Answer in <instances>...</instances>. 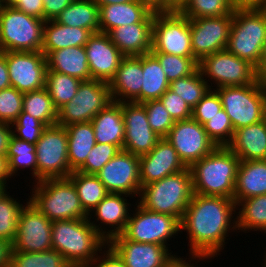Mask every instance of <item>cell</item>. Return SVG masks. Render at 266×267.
Wrapping results in <instances>:
<instances>
[{"label":"cell","mask_w":266,"mask_h":267,"mask_svg":"<svg viewBox=\"0 0 266 267\" xmlns=\"http://www.w3.org/2000/svg\"><path fill=\"white\" fill-rule=\"evenodd\" d=\"M180 225L189 241L187 254L214 259L222 254L229 235L238 236L237 204L234 199L194 193Z\"/></svg>","instance_id":"obj_1"},{"label":"cell","mask_w":266,"mask_h":267,"mask_svg":"<svg viewBox=\"0 0 266 267\" xmlns=\"http://www.w3.org/2000/svg\"><path fill=\"white\" fill-rule=\"evenodd\" d=\"M52 248L72 266H91L107 241L88 218L55 220L51 229Z\"/></svg>","instance_id":"obj_2"},{"label":"cell","mask_w":266,"mask_h":267,"mask_svg":"<svg viewBox=\"0 0 266 267\" xmlns=\"http://www.w3.org/2000/svg\"><path fill=\"white\" fill-rule=\"evenodd\" d=\"M239 164L240 159L227 146H217L190 167L193 192L233 199Z\"/></svg>","instance_id":"obj_3"},{"label":"cell","mask_w":266,"mask_h":267,"mask_svg":"<svg viewBox=\"0 0 266 267\" xmlns=\"http://www.w3.org/2000/svg\"><path fill=\"white\" fill-rule=\"evenodd\" d=\"M190 168L141 187L137 202L144 208L177 217L180 221L193 197Z\"/></svg>","instance_id":"obj_4"},{"label":"cell","mask_w":266,"mask_h":267,"mask_svg":"<svg viewBox=\"0 0 266 267\" xmlns=\"http://www.w3.org/2000/svg\"><path fill=\"white\" fill-rule=\"evenodd\" d=\"M29 190V202L50 221L88 218L76 188L68 177L32 183Z\"/></svg>","instance_id":"obj_5"},{"label":"cell","mask_w":266,"mask_h":267,"mask_svg":"<svg viewBox=\"0 0 266 267\" xmlns=\"http://www.w3.org/2000/svg\"><path fill=\"white\" fill-rule=\"evenodd\" d=\"M266 40V8L234 9L226 50L255 68Z\"/></svg>","instance_id":"obj_6"},{"label":"cell","mask_w":266,"mask_h":267,"mask_svg":"<svg viewBox=\"0 0 266 267\" xmlns=\"http://www.w3.org/2000/svg\"><path fill=\"white\" fill-rule=\"evenodd\" d=\"M234 127V131L256 124L265 117L266 83L256 80L252 84L214 89Z\"/></svg>","instance_id":"obj_7"},{"label":"cell","mask_w":266,"mask_h":267,"mask_svg":"<svg viewBox=\"0 0 266 267\" xmlns=\"http://www.w3.org/2000/svg\"><path fill=\"white\" fill-rule=\"evenodd\" d=\"M45 21L13 7L0 11V51H41Z\"/></svg>","instance_id":"obj_8"},{"label":"cell","mask_w":266,"mask_h":267,"mask_svg":"<svg viewBox=\"0 0 266 267\" xmlns=\"http://www.w3.org/2000/svg\"><path fill=\"white\" fill-rule=\"evenodd\" d=\"M135 203L121 235L131 241L169 246L171 250L168 242L177 238L178 234L181 237L180 220L171 215L150 211L137 201Z\"/></svg>","instance_id":"obj_9"},{"label":"cell","mask_w":266,"mask_h":267,"mask_svg":"<svg viewBox=\"0 0 266 267\" xmlns=\"http://www.w3.org/2000/svg\"><path fill=\"white\" fill-rule=\"evenodd\" d=\"M151 53L194 57L189 18L178 9L156 12Z\"/></svg>","instance_id":"obj_10"},{"label":"cell","mask_w":266,"mask_h":267,"mask_svg":"<svg viewBox=\"0 0 266 267\" xmlns=\"http://www.w3.org/2000/svg\"><path fill=\"white\" fill-rule=\"evenodd\" d=\"M198 66L213 90L219 87L245 86L257 80L255 67L226 49L205 56Z\"/></svg>","instance_id":"obj_11"},{"label":"cell","mask_w":266,"mask_h":267,"mask_svg":"<svg viewBox=\"0 0 266 267\" xmlns=\"http://www.w3.org/2000/svg\"><path fill=\"white\" fill-rule=\"evenodd\" d=\"M35 145L37 182L70 175L68 135L64 126L56 124L46 127Z\"/></svg>","instance_id":"obj_12"},{"label":"cell","mask_w":266,"mask_h":267,"mask_svg":"<svg viewBox=\"0 0 266 267\" xmlns=\"http://www.w3.org/2000/svg\"><path fill=\"white\" fill-rule=\"evenodd\" d=\"M111 102L109 83L95 79L82 81L76 96L58 110L57 124L66 127L74 123L91 122Z\"/></svg>","instance_id":"obj_13"},{"label":"cell","mask_w":266,"mask_h":267,"mask_svg":"<svg viewBox=\"0 0 266 267\" xmlns=\"http://www.w3.org/2000/svg\"><path fill=\"white\" fill-rule=\"evenodd\" d=\"M24 201L25 206L18 217L17 234L12 243V251L43 252L53 249L51 239L53 221L32 205L29 199Z\"/></svg>","instance_id":"obj_14"},{"label":"cell","mask_w":266,"mask_h":267,"mask_svg":"<svg viewBox=\"0 0 266 267\" xmlns=\"http://www.w3.org/2000/svg\"><path fill=\"white\" fill-rule=\"evenodd\" d=\"M95 175L108 193L126 194L137 201L141 190L139 156L120 150Z\"/></svg>","instance_id":"obj_15"},{"label":"cell","mask_w":266,"mask_h":267,"mask_svg":"<svg viewBox=\"0 0 266 267\" xmlns=\"http://www.w3.org/2000/svg\"><path fill=\"white\" fill-rule=\"evenodd\" d=\"M166 139L187 168L217 147L209 138L203 125L192 118L175 121Z\"/></svg>","instance_id":"obj_16"},{"label":"cell","mask_w":266,"mask_h":267,"mask_svg":"<svg viewBox=\"0 0 266 267\" xmlns=\"http://www.w3.org/2000/svg\"><path fill=\"white\" fill-rule=\"evenodd\" d=\"M232 20L233 15L189 19L192 52L198 62L226 49Z\"/></svg>","instance_id":"obj_17"},{"label":"cell","mask_w":266,"mask_h":267,"mask_svg":"<svg viewBox=\"0 0 266 267\" xmlns=\"http://www.w3.org/2000/svg\"><path fill=\"white\" fill-rule=\"evenodd\" d=\"M10 84L25 93L45 87L47 60L41 51L6 52Z\"/></svg>","instance_id":"obj_18"},{"label":"cell","mask_w":266,"mask_h":267,"mask_svg":"<svg viewBox=\"0 0 266 267\" xmlns=\"http://www.w3.org/2000/svg\"><path fill=\"white\" fill-rule=\"evenodd\" d=\"M127 197L134 198L121 193H108L88 214L90 224L107 242L125 230L134 206Z\"/></svg>","instance_id":"obj_19"},{"label":"cell","mask_w":266,"mask_h":267,"mask_svg":"<svg viewBox=\"0 0 266 267\" xmlns=\"http://www.w3.org/2000/svg\"><path fill=\"white\" fill-rule=\"evenodd\" d=\"M119 103L124 117L123 150L136 156L149 153L161 137L150 127L145 107L135 102Z\"/></svg>","instance_id":"obj_20"},{"label":"cell","mask_w":266,"mask_h":267,"mask_svg":"<svg viewBox=\"0 0 266 267\" xmlns=\"http://www.w3.org/2000/svg\"><path fill=\"white\" fill-rule=\"evenodd\" d=\"M107 245L126 267H164L175 255L169 247L127 240L121 234L111 238Z\"/></svg>","instance_id":"obj_21"},{"label":"cell","mask_w":266,"mask_h":267,"mask_svg":"<svg viewBox=\"0 0 266 267\" xmlns=\"http://www.w3.org/2000/svg\"><path fill=\"white\" fill-rule=\"evenodd\" d=\"M84 47L91 78L109 83L124 55L103 32L93 33Z\"/></svg>","instance_id":"obj_22"},{"label":"cell","mask_w":266,"mask_h":267,"mask_svg":"<svg viewBox=\"0 0 266 267\" xmlns=\"http://www.w3.org/2000/svg\"><path fill=\"white\" fill-rule=\"evenodd\" d=\"M141 187L187 169L166 137L147 154L139 156Z\"/></svg>","instance_id":"obj_23"},{"label":"cell","mask_w":266,"mask_h":267,"mask_svg":"<svg viewBox=\"0 0 266 267\" xmlns=\"http://www.w3.org/2000/svg\"><path fill=\"white\" fill-rule=\"evenodd\" d=\"M142 79V55L124 56L114 78L109 82L112 100L141 103Z\"/></svg>","instance_id":"obj_24"},{"label":"cell","mask_w":266,"mask_h":267,"mask_svg":"<svg viewBox=\"0 0 266 267\" xmlns=\"http://www.w3.org/2000/svg\"><path fill=\"white\" fill-rule=\"evenodd\" d=\"M100 32L109 33L118 26L154 22L155 11L139 1L103 5L99 8Z\"/></svg>","instance_id":"obj_25"},{"label":"cell","mask_w":266,"mask_h":267,"mask_svg":"<svg viewBox=\"0 0 266 267\" xmlns=\"http://www.w3.org/2000/svg\"><path fill=\"white\" fill-rule=\"evenodd\" d=\"M108 35L124 56L151 53L153 22H139L112 29Z\"/></svg>","instance_id":"obj_26"},{"label":"cell","mask_w":266,"mask_h":267,"mask_svg":"<svg viewBox=\"0 0 266 267\" xmlns=\"http://www.w3.org/2000/svg\"><path fill=\"white\" fill-rule=\"evenodd\" d=\"M227 147L240 161L266 160V120L235 130Z\"/></svg>","instance_id":"obj_27"},{"label":"cell","mask_w":266,"mask_h":267,"mask_svg":"<svg viewBox=\"0 0 266 267\" xmlns=\"http://www.w3.org/2000/svg\"><path fill=\"white\" fill-rule=\"evenodd\" d=\"M96 143L117 145L123 150L124 143V117L122 105L111 102L91 120Z\"/></svg>","instance_id":"obj_28"},{"label":"cell","mask_w":266,"mask_h":267,"mask_svg":"<svg viewBox=\"0 0 266 267\" xmlns=\"http://www.w3.org/2000/svg\"><path fill=\"white\" fill-rule=\"evenodd\" d=\"M266 194V160L240 161L233 199L241 200Z\"/></svg>","instance_id":"obj_29"},{"label":"cell","mask_w":266,"mask_h":267,"mask_svg":"<svg viewBox=\"0 0 266 267\" xmlns=\"http://www.w3.org/2000/svg\"><path fill=\"white\" fill-rule=\"evenodd\" d=\"M46 60L47 71L73 76L81 81L92 79L84 46L51 51Z\"/></svg>","instance_id":"obj_30"},{"label":"cell","mask_w":266,"mask_h":267,"mask_svg":"<svg viewBox=\"0 0 266 267\" xmlns=\"http://www.w3.org/2000/svg\"><path fill=\"white\" fill-rule=\"evenodd\" d=\"M92 34L88 29L69 27L55 20L45 21L41 52L47 56L58 49L85 46Z\"/></svg>","instance_id":"obj_31"},{"label":"cell","mask_w":266,"mask_h":267,"mask_svg":"<svg viewBox=\"0 0 266 267\" xmlns=\"http://www.w3.org/2000/svg\"><path fill=\"white\" fill-rule=\"evenodd\" d=\"M68 135V160L70 170L78 171L96 144L91 122L74 123L65 127Z\"/></svg>","instance_id":"obj_32"},{"label":"cell","mask_w":266,"mask_h":267,"mask_svg":"<svg viewBox=\"0 0 266 267\" xmlns=\"http://www.w3.org/2000/svg\"><path fill=\"white\" fill-rule=\"evenodd\" d=\"M99 6L92 0H74L55 19L59 24L100 32Z\"/></svg>","instance_id":"obj_33"},{"label":"cell","mask_w":266,"mask_h":267,"mask_svg":"<svg viewBox=\"0 0 266 267\" xmlns=\"http://www.w3.org/2000/svg\"><path fill=\"white\" fill-rule=\"evenodd\" d=\"M8 168L11 177L20 176V171H29V176H26V180L30 178L31 183L37 182V159H36V145L28 143L27 141L19 140L11 136L9 141L8 153ZM29 169V170H28ZM32 177V179H31ZM33 181V182H32Z\"/></svg>","instance_id":"obj_34"},{"label":"cell","mask_w":266,"mask_h":267,"mask_svg":"<svg viewBox=\"0 0 266 267\" xmlns=\"http://www.w3.org/2000/svg\"><path fill=\"white\" fill-rule=\"evenodd\" d=\"M238 233H266V194L241 200L237 204Z\"/></svg>","instance_id":"obj_35"},{"label":"cell","mask_w":266,"mask_h":267,"mask_svg":"<svg viewBox=\"0 0 266 267\" xmlns=\"http://www.w3.org/2000/svg\"><path fill=\"white\" fill-rule=\"evenodd\" d=\"M142 70L141 103L159 99L169 89L170 83L160 62L152 53L142 55Z\"/></svg>","instance_id":"obj_36"},{"label":"cell","mask_w":266,"mask_h":267,"mask_svg":"<svg viewBox=\"0 0 266 267\" xmlns=\"http://www.w3.org/2000/svg\"><path fill=\"white\" fill-rule=\"evenodd\" d=\"M68 178L74 184L83 210L89 214L108 194L104 184L94 174L71 172Z\"/></svg>","instance_id":"obj_37"},{"label":"cell","mask_w":266,"mask_h":267,"mask_svg":"<svg viewBox=\"0 0 266 267\" xmlns=\"http://www.w3.org/2000/svg\"><path fill=\"white\" fill-rule=\"evenodd\" d=\"M22 111L34 116L46 127L56 125L58 110L46 87L23 94Z\"/></svg>","instance_id":"obj_38"},{"label":"cell","mask_w":266,"mask_h":267,"mask_svg":"<svg viewBox=\"0 0 266 267\" xmlns=\"http://www.w3.org/2000/svg\"><path fill=\"white\" fill-rule=\"evenodd\" d=\"M82 81L76 77L54 71H46L45 87L57 110L71 101Z\"/></svg>","instance_id":"obj_39"},{"label":"cell","mask_w":266,"mask_h":267,"mask_svg":"<svg viewBox=\"0 0 266 267\" xmlns=\"http://www.w3.org/2000/svg\"><path fill=\"white\" fill-rule=\"evenodd\" d=\"M169 88L181 97L191 109H193L210 90L199 68L187 77L172 81Z\"/></svg>","instance_id":"obj_40"},{"label":"cell","mask_w":266,"mask_h":267,"mask_svg":"<svg viewBox=\"0 0 266 267\" xmlns=\"http://www.w3.org/2000/svg\"><path fill=\"white\" fill-rule=\"evenodd\" d=\"M8 193L6 191L0 197V238L13 243L17 234L18 217L25 205L18 197L14 198L15 195Z\"/></svg>","instance_id":"obj_41"},{"label":"cell","mask_w":266,"mask_h":267,"mask_svg":"<svg viewBox=\"0 0 266 267\" xmlns=\"http://www.w3.org/2000/svg\"><path fill=\"white\" fill-rule=\"evenodd\" d=\"M189 19L233 15L231 0H186L178 9Z\"/></svg>","instance_id":"obj_42"},{"label":"cell","mask_w":266,"mask_h":267,"mask_svg":"<svg viewBox=\"0 0 266 267\" xmlns=\"http://www.w3.org/2000/svg\"><path fill=\"white\" fill-rule=\"evenodd\" d=\"M9 267H72L56 250L43 252H11Z\"/></svg>","instance_id":"obj_43"},{"label":"cell","mask_w":266,"mask_h":267,"mask_svg":"<svg viewBox=\"0 0 266 267\" xmlns=\"http://www.w3.org/2000/svg\"><path fill=\"white\" fill-rule=\"evenodd\" d=\"M152 54L160 62L169 83L193 74L199 67V62L194 57H181L166 53Z\"/></svg>","instance_id":"obj_44"},{"label":"cell","mask_w":266,"mask_h":267,"mask_svg":"<svg viewBox=\"0 0 266 267\" xmlns=\"http://www.w3.org/2000/svg\"><path fill=\"white\" fill-rule=\"evenodd\" d=\"M203 127L216 146H228L233 139L234 127L223 108L205 122Z\"/></svg>","instance_id":"obj_45"},{"label":"cell","mask_w":266,"mask_h":267,"mask_svg":"<svg viewBox=\"0 0 266 267\" xmlns=\"http://www.w3.org/2000/svg\"><path fill=\"white\" fill-rule=\"evenodd\" d=\"M146 110L148 122L152 130L161 138L166 137L175 121L159 99L141 103Z\"/></svg>","instance_id":"obj_46"},{"label":"cell","mask_w":266,"mask_h":267,"mask_svg":"<svg viewBox=\"0 0 266 267\" xmlns=\"http://www.w3.org/2000/svg\"><path fill=\"white\" fill-rule=\"evenodd\" d=\"M46 126L34 116L22 111L11 124L12 136L36 144Z\"/></svg>","instance_id":"obj_47"},{"label":"cell","mask_w":266,"mask_h":267,"mask_svg":"<svg viewBox=\"0 0 266 267\" xmlns=\"http://www.w3.org/2000/svg\"><path fill=\"white\" fill-rule=\"evenodd\" d=\"M121 149L117 145L96 143L87 155L84 165L78 170L85 174H96Z\"/></svg>","instance_id":"obj_48"},{"label":"cell","mask_w":266,"mask_h":267,"mask_svg":"<svg viewBox=\"0 0 266 267\" xmlns=\"http://www.w3.org/2000/svg\"><path fill=\"white\" fill-rule=\"evenodd\" d=\"M23 94L12 86L0 90V122L12 124L22 112Z\"/></svg>","instance_id":"obj_49"},{"label":"cell","mask_w":266,"mask_h":267,"mask_svg":"<svg viewBox=\"0 0 266 267\" xmlns=\"http://www.w3.org/2000/svg\"><path fill=\"white\" fill-rule=\"evenodd\" d=\"M222 109L218 93L210 89L209 92L192 109L191 118L203 125Z\"/></svg>","instance_id":"obj_50"},{"label":"cell","mask_w":266,"mask_h":267,"mask_svg":"<svg viewBox=\"0 0 266 267\" xmlns=\"http://www.w3.org/2000/svg\"><path fill=\"white\" fill-rule=\"evenodd\" d=\"M174 121L188 120L192 116V109L186 102L170 88L159 98Z\"/></svg>","instance_id":"obj_51"},{"label":"cell","mask_w":266,"mask_h":267,"mask_svg":"<svg viewBox=\"0 0 266 267\" xmlns=\"http://www.w3.org/2000/svg\"><path fill=\"white\" fill-rule=\"evenodd\" d=\"M92 267H126L118 255L107 245L94 259Z\"/></svg>","instance_id":"obj_52"},{"label":"cell","mask_w":266,"mask_h":267,"mask_svg":"<svg viewBox=\"0 0 266 267\" xmlns=\"http://www.w3.org/2000/svg\"><path fill=\"white\" fill-rule=\"evenodd\" d=\"M175 254L176 255H174V257L164 267H198V266L200 267L201 264H204L203 262L211 263L212 261V258L202 256V255L186 254V257L182 256L183 257L182 258L180 255L179 256L177 255L179 253L176 252ZM197 263H200V264L198 265Z\"/></svg>","instance_id":"obj_53"},{"label":"cell","mask_w":266,"mask_h":267,"mask_svg":"<svg viewBox=\"0 0 266 267\" xmlns=\"http://www.w3.org/2000/svg\"><path fill=\"white\" fill-rule=\"evenodd\" d=\"M74 0H43V20H55Z\"/></svg>","instance_id":"obj_54"},{"label":"cell","mask_w":266,"mask_h":267,"mask_svg":"<svg viewBox=\"0 0 266 267\" xmlns=\"http://www.w3.org/2000/svg\"><path fill=\"white\" fill-rule=\"evenodd\" d=\"M14 8L43 20V0H21Z\"/></svg>","instance_id":"obj_55"},{"label":"cell","mask_w":266,"mask_h":267,"mask_svg":"<svg viewBox=\"0 0 266 267\" xmlns=\"http://www.w3.org/2000/svg\"><path fill=\"white\" fill-rule=\"evenodd\" d=\"M11 136V124L0 122V155H7Z\"/></svg>","instance_id":"obj_56"},{"label":"cell","mask_w":266,"mask_h":267,"mask_svg":"<svg viewBox=\"0 0 266 267\" xmlns=\"http://www.w3.org/2000/svg\"><path fill=\"white\" fill-rule=\"evenodd\" d=\"M10 79L6 62V52L0 51V90L10 87Z\"/></svg>","instance_id":"obj_57"},{"label":"cell","mask_w":266,"mask_h":267,"mask_svg":"<svg viewBox=\"0 0 266 267\" xmlns=\"http://www.w3.org/2000/svg\"><path fill=\"white\" fill-rule=\"evenodd\" d=\"M12 243L0 238V267H9Z\"/></svg>","instance_id":"obj_58"},{"label":"cell","mask_w":266,"mask_h":267,"mask_svg":"<svg viewBox=\"0 0 266 267\" xmlns=\"http://www.w3.org/2000/svg\"><path fill=\"white\" fill-rule=\"evenodd\" d=\"M234 9L266 8V0H231Z\"/></svg>","instance_id":"obj_59"},{"label":"cell","mask_w":266,"mask_h":267,"mask_svg":"<svg viewBox=\"0 0 266 267\" xmlns=\"http://www.w3.org/2000/svg\"><path fill=\"white\" fill-rule=\"evenodd\" d=\"M11 179L12 177L8 168L7 155H0V182L5 184L10 189L8 184L10 183Z\"/></svg>","instance_id":"obj_60"},{"label":"cell","mask_w":266,"mask_h":267,"mask_svg":"<svg viewBox=\"0 0 266 267\" xmlns=\"http://www.w3.org/2000/svg\"><path fill=\"white\" fill-rule=\"evenodd\" d=\"M257 79L266 83V40L264 42L262 56L259 65L255 68Z\"/></svg>","instance_id":"obj_61"},{"label":"cell","mask_w":266,"mask_h":267,"mask_svg":"<svg viewBox=\"0 0 266 267\" xmlns=\"http://www.w3.org/2000/svg\"><path fill=\"white\" fill-rule=\"evenodd\" d=\"M147 5L152 11H168V0H136Z\"/></svg>","instance_id":"obj_62"},{"label":"cell","mask_w":266,"mask_h":267,"mask_svg":"<svg viewBox=\"0 0 266 267\" xmlns=\"http://www.w3.org/2000/svg\"><path fill=\"white\" fill-rule=\"evenodd\" d=\"M99 8L103 5L117 4V3H128L135 0H92Z\"/></svg>","instance_id":"obj_63"},{"label":"cell","mask_w":266,"mask_h":267,"mask_svg":"<svg viewBox=\"0 0 266 267\" xmlns=\"http://www.w3.org/2000/svg\"><path fill=\"white\" fill-rule=\"evenodd\" d=\"M186 0H168V11L179 9Z\"/></svg>","instance_id":"obj_64"},{"label":"cell","mask_w":266,"mask_h":267,"mask_svg":"<svg viewBox=\"0 0 266 267\" xmlns=\"http://www.w3.org/2000/svg\"><path fill=\"white\" fill-rule=\"evenodd\" d=\"M21 0H2L3 6L15 7Z\"/></svg>","instance_id":"obj_65"},{"label":"cell","mask_w":266,"mask_h":267,"mask_svg":"<svg viewBox=\"0 0 266 267\" xmlns=\"http://www.w3.org/2000/svg\"><path fill=\"white\" fill-rule=\"evenodd\" d=\"M8 189H9V188H8L5 184H3V183L0 182V197H1V195H2L4 192H6Z\"/></svg>","instance_id":"obj_66"},{"label":"cell","mask_w":266,"mask_h":267,"mask_svg":"<svg viewBox=\"0 0 266 267\" xmlns=\"http://www.w3.org/2000/svg\"><path fill=\"white\" fill-rule=\"evenodd\" d=\"M265 250H266V249H265ZM263 255H265V256H263L264 259L262 260V261H264V262L262 263V261H261L260 264H261L262 267H266V253H264ZM261 266H260V267H261Z\"/></svg>","instance_id":"obj_67"},{"label":"cell","mask_w":266,"mask_h":267,"mask_svg":"<svg viewBox=\"0 0 266 267\" xmlns=\"http://www.w3.org/2000/svg\"><path fill=\"white\" fill-rule=\"evenodd\" d=\"M2 6H3L2 0H0V11H1Z\"/></svg>","instance_id":"obj_68"},{"label":"cell","mask_w":266,"mask_h":267,"mask_svg":"<svg viewBox=\"0 0 266 267\" xmlns=\"http://www.w3.org/2000/svg\"><path fill=\"white\" fill-rule=\"evenodd\" d=\"M74 267H92V266H74Z\"/></svg>","instance_id":"obj_69"}]
</instances>
